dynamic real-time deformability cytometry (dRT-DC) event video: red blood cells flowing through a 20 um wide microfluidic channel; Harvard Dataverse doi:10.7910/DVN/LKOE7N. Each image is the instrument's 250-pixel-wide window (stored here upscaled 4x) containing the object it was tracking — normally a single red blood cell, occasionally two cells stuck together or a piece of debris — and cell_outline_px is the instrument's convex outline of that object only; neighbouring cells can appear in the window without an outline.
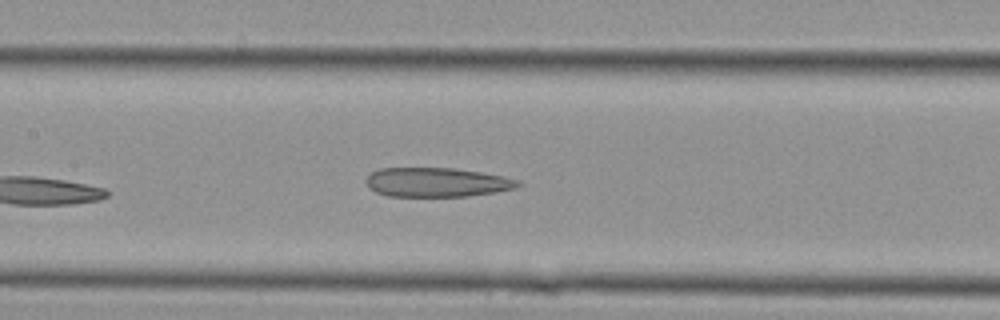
{"species": "Egyptian fruit bat (a non-hibernating species)", "species_latin": "Rousettus aegyptiacus", "temperature_condition": "cold", "stored_images_in_passage": 13, "camera_frame_rate_fps": 3000, "um_per_image_px": 0.085, "animal": {"sex": "female"}, "frame": {"image": 1, "passage_image": 13, "time_ms": 4.0, "image_size_px": [1000, 320], "cell_outline_px": [[520, 184], [516, 188], [468, 196], [388, 196], [376, 192], [368, 188], [364, 180], [372, 172], [380, 168], [452, 168], [480, 172], [504, 176], [516, 180]], "centroid_in_image_um": [37.06, 15.49], "position_along_channel_um": 170.3, "area_um2": 25.72}}